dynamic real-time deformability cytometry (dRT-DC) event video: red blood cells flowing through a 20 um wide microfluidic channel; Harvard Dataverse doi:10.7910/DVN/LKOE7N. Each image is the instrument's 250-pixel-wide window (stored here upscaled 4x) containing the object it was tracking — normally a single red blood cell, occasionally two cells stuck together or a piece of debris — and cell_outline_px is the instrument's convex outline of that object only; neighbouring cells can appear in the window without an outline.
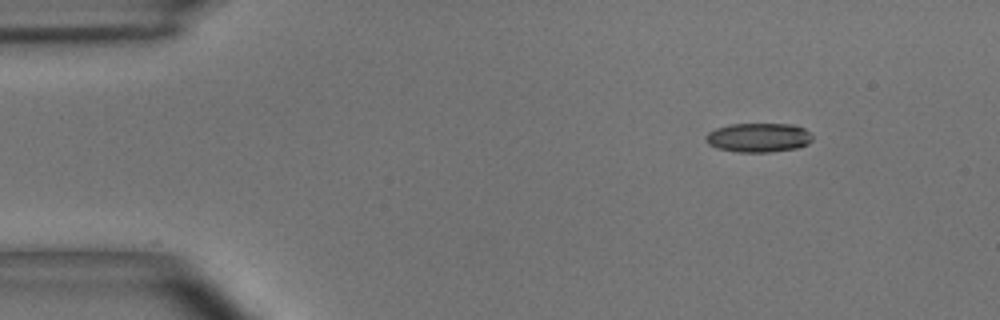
{"species": "common noctule bat (a hibernating species)", "species_latin": "Nyctalus noctula", "temperature_condition": "room temperature", "stored_images_in_passage": 9, "camera_frame_rate_fps": 3000, "um_per_image_px": 0.085, "animal": {"sex": "male", "body_mass_g": 15.6}, "frame": {"image": 1, "passage_image": 1, "time_ms": 0.0, "image_size_px": [1000, 320], "cell_outline_px": [[812, 140], [808, 144], [800, 148], [768, 152], [736, 152], [716, 148], [708, 144], [704, 140], [704, 136], [708, 132], [716, 128], [732, 124], [796, 124], [804, 128], [812, 136]], "centroid_in_image_um": [64.46, 11.7], "position_along_channel_um": 20.5, "area_um2": 18.38}}